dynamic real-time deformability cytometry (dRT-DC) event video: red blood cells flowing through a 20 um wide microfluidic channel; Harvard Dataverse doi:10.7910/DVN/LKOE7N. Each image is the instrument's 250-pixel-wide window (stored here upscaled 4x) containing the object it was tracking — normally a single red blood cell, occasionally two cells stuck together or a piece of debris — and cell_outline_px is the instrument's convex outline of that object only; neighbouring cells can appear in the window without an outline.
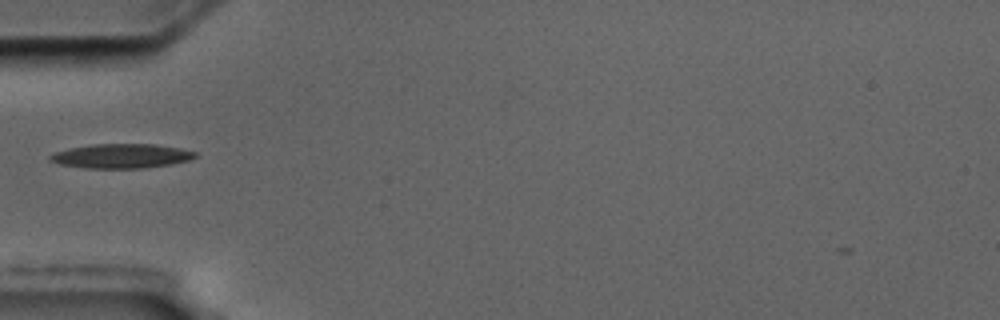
{"species": "common noctule bat (a hibernating species)", "species_latin": "Nyctalus noctula", "temperature_condition": "cold", "stored_images_in_passage": 40, "camera_frame_rate_fps": 3000, "um_per_image_px": 0.085, "animal": {"sex": "male", "body_mass_g": 17.5, "forearm_length_mm": 52.3}, "frame": {"image": 1, "passage_image": 2, "time_ms": 0.333, "image_size_px": [1000, 320], "cell_outline_px": [[200, 156], [188, 160], [172, 164], [144, 168], [84, 168], [60, 164], [48, 160], [48, 156], [56, 152], [68, 148], [92, 144], [156, 144], [180, 148], [196, 152]], "centroid_in_image_um": [10.33, 13.26], "position_along_channel_um": 74.7, "area_um2": 20.75}}
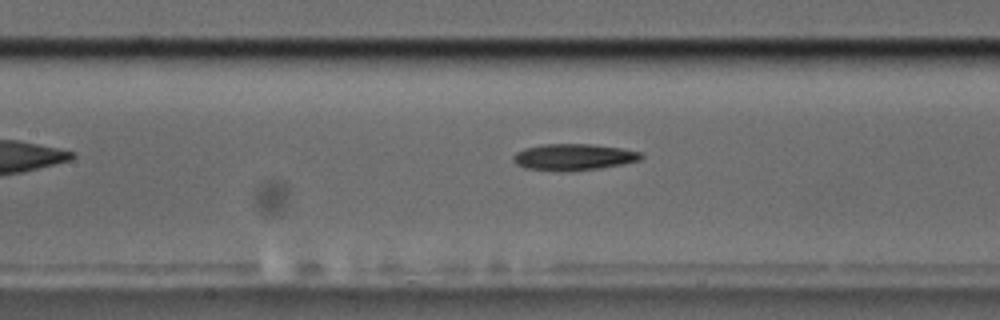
{"frame": {"image": 2, "passage_image": 9, "time_ms": 2.667, "image_size_px": [1000, 320], "cell_outline_px": [[644, 156], [640, 160], [624, 164], [600, 168], [568, 172], [564, 172], [524, 168], [516, 164], [512, 160], [512, 156], [516, 152], [524, 148], [540, 144], [592, 144], [620, 148], [640, 152]], "centroid_in_image_um": [48.72, 13.36], "position_along_channel_um": 158.7, "area_um2": 20.0}}
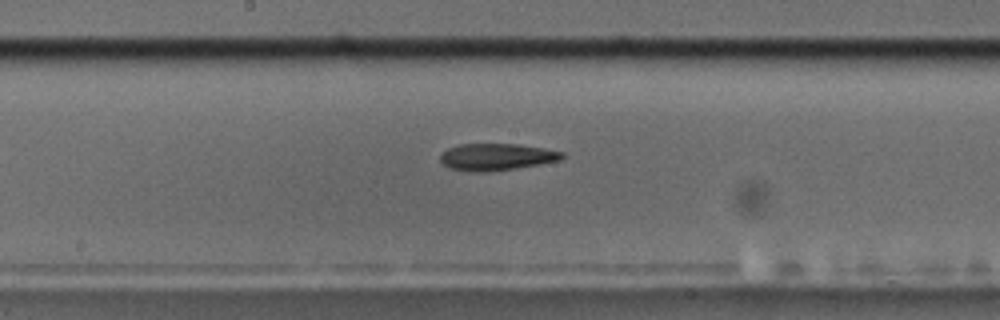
{"frame": {"image": 3, "passage_image": 13, "time_ms": 4.0, "image_size_px": [1000, 320], "cell_outline_px": [[564, 156], [560, 160], [540, 164], [516, 168], [488, 172], [468, 172], [448, 168], [440, 160], [440, 156], [448, 148], [460, 144], [516, 144], [544, 148], [564, 152]], "centroid_in_image_um": [42.19, 13.35], "position_along_channel_um": 206.0, "area_um2": 19.13}}